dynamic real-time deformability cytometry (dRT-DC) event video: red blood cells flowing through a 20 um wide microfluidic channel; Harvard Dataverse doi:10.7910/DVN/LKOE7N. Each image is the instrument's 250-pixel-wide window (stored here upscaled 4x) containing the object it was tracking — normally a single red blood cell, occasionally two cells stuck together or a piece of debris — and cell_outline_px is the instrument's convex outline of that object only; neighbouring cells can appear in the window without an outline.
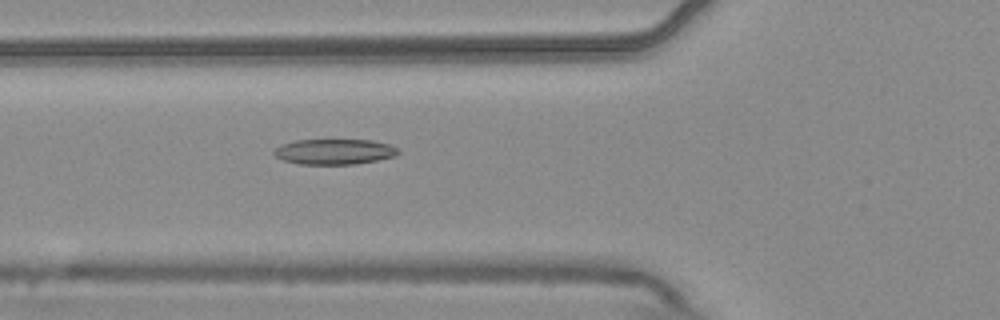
{"species": "common noctule bat (a hibernating species)", "species_latin": "Nyctalus noctula", "temperature_condition": "warm", "stored_images_in_passage": 5, "camera_frame_rate_fps": 3000, "um_per_image_px": 0.085, "animal": {"sex": "male", "body_mass_g": 20.4}, "frame": {"image": 1, "passage_image": 5, "time_ms": 1.333, "image_size_px": [1000, 320], "cell_outline_px": [[400, 152], [396, 156], [356, 164], [300, 164], [284, 160], [276, 156], [272, 152], [280, 144], [296, 140], [372, 140], [388, 144], [400, 148]], "centroid_in_image_um": [28.44, 12.89], "position_along_channel_um": 97.4, "area_um2": 18.44}}